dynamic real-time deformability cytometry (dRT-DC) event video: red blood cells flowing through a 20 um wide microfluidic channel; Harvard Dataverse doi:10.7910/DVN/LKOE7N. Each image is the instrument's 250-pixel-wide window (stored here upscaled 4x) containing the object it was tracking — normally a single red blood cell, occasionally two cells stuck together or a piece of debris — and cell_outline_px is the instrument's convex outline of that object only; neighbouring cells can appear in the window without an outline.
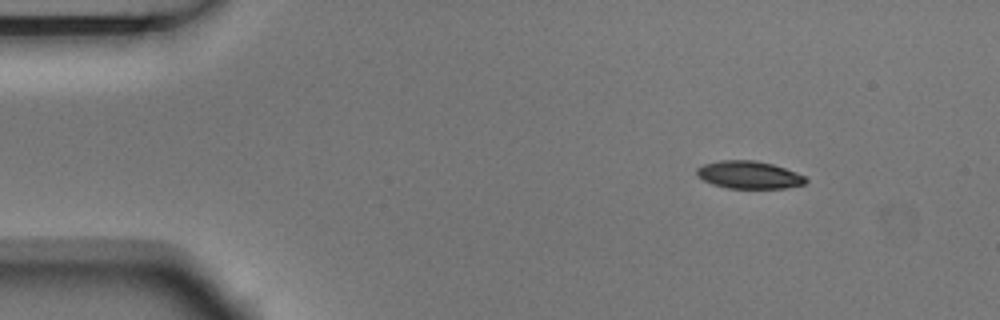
{"species": "Egyptian fruit bat (a non-hibernating species)", "species_latin": "Rousettus aegyptiacus", "temperature_condition": "room temperature", "stored_images_in_passage": 5, "camera_frame_rate_fps": 3000, "um_per_image_px": 0.085, "animal": {"sex": "male"}, "frame": {"image": 1, "passage_image": 1, "time_ms": 0.0, "image_size_px": [1000, 320], "cell_outline_px": [[808, 180], [804, 184], [784, 188], [728, 188], [712, 184], [696, 176], [696, 168], [704, 164], [720, 160], [756, 160], [772, 164], [796, 172], [804, 176]], "centroid_in_image_um": [63.64, 14.86], "position_along_channel_um": 21.4, "area_um2": 17.51}}
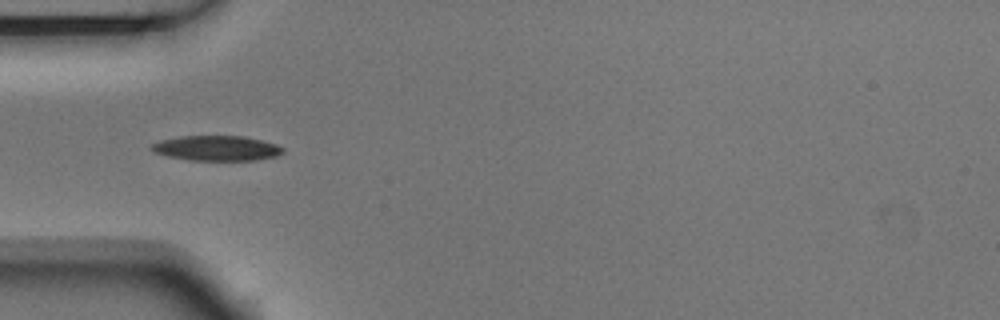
{"frame": {"image": 2, "passage_image": 4, "time_ms": 1.0, "image_size_px": [1000, 320], "cell_outline_px": [[284, 152], [276, 156], [256, 160], [188, 160], [168, 156], [152, 152], [148, 148], [152, 144], [160, 140], [180, 136], [244, 136], [276, 144], [284, 148]], "centroid_in_image_um": [18.38, 12.59], "position_along_channel_um": 66.6, "area_um2": 19.25}}
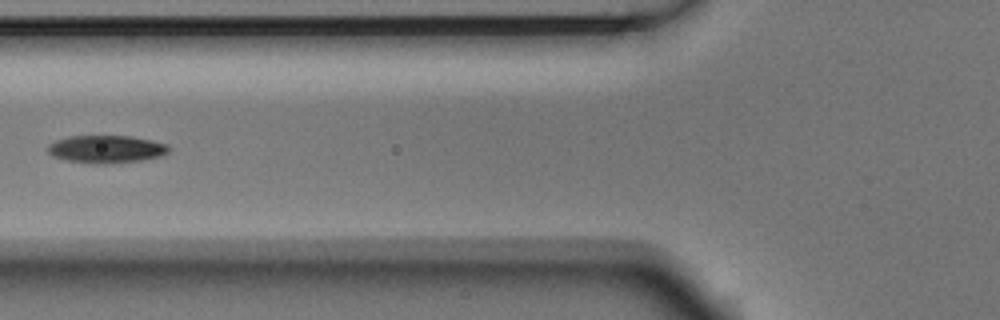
{"frame": {"image": 3, "passage_image": 5, "time_ms": 1.333, "image_size_px": [1000, 320], "cell_outline_px": [[168, 152], [160, 156], [140, 160], [104, 164], [96, 164], [64, 160], [52, 156], [48, 152], [48, 144], [56, 140], [68, 136], [132, 136], [152, 140], [168, 144]], "centroid_in_image_um": [9.0, 12.67], "position_along_channel_um": 116.8, "area_um2": 19.54}}